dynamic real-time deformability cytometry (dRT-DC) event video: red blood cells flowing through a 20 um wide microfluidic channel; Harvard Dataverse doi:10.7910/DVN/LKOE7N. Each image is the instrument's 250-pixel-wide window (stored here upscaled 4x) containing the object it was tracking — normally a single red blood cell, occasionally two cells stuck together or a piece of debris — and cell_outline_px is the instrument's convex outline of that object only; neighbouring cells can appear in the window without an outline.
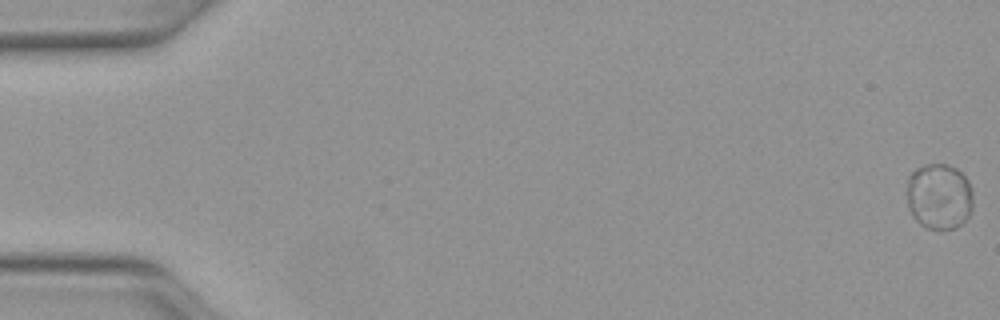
{"species": "Egyptian fruit bat (a non-hibernating species)", "species_latin": "Rousettus aegyptiacus", "temperature_condition": "warm", "stored_images_in_passage": 51, "camera_frame_rate_fps": 3000, "um_per_image_px": 0.085, "animal": {"sex": "female"}, "frame": {"image": 1, "passage_image": 1, "time_ms": 0.0, "image_size_px": [1000, 320], "cell_outline_px": [[972, 208], [968, 216], [960, 224], [952, 228], [928, 228], [920, 224], [912, 216], [908, 204], [908, 176], [916, 168], [924, 164], [948, 164], [956, 168], [968, 180], [972, 192]], "centroid_in_image_um": [79.82, 16.66], "position_along_channel_um": 5.2, "area_um2": 25.26}}
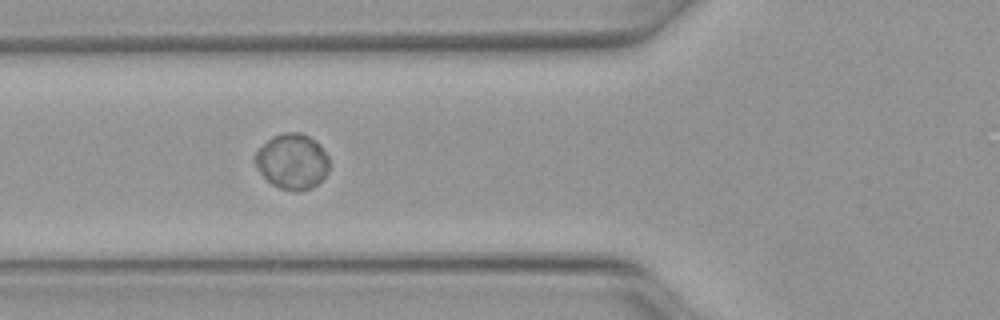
{"frame": {"image": 2, "passage_image": 20, "time_ms": 6.333, "image_size_px": [1000, 320], "cell_outline_px": [[328, 172], [312, 188], [300, 192], [292, 192], [280, 188], [272, 184], [260, 172], [252, 156], [272, 136], [280, 132], [300, 132], [316, 140], [320, 144], [328, 156]], "centroid_in_image_um": [24.84, 13.72], "position_along_channel_um": 101.0, "area_um2": 24.1}}
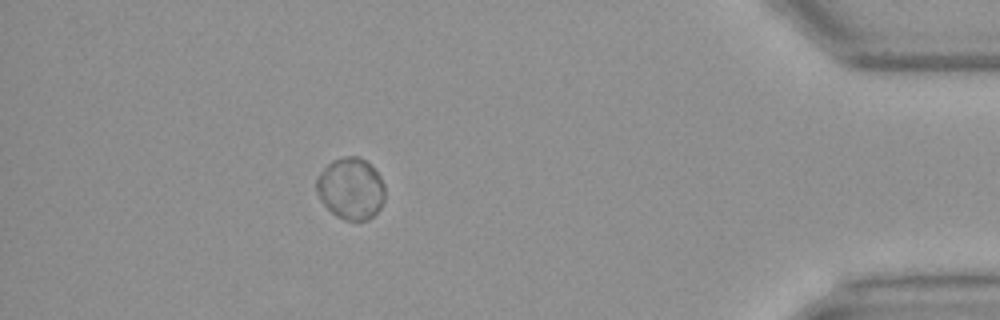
{"frame": {"image": 3, "passage_image": 46, "time_ms": 15.0, "image_size_px": [1000, 320], "cell_outline_px": [[384, 200], [380, 208], [368, 220], [344, 220], [336, 216], [320, 200], [316, 192], [316, 180], [320, 172], [332, 160], [344, 156], [360, 156], [380, 176], [384, 184]], "centroid_in_image_um": [29.8, 16.03], "position_along_channel_um": 405.4, "area_um2": 24.51}, "authors_computed_cell_mechanics": {"area_um2": 24.3916, "velocity_mm_per_s": 4.054, "shape_relaxation_time_tau1_ms": 0.7108, "shape_relaxation_time_tau2_ms": null, "deformation_change_tau1": 0.012, "deformation_change_tau2": null}}